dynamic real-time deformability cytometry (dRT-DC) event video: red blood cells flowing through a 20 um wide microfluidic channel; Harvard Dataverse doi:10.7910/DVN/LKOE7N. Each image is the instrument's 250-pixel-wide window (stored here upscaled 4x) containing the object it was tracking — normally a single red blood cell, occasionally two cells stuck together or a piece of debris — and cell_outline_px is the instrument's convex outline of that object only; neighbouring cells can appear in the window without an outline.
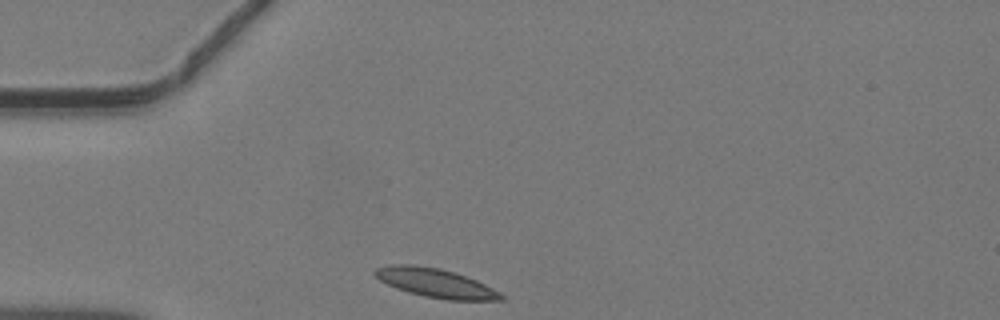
{"species": "common noctule bat (a hibernating species)", "species_latin": "Nyctalus noctula", "temperature_condition": "warm", "stored_images_in_passage": 6, "camera_frame_rate_fps": 3000, "um_per_image_px": 0.085, "animal": {"sex": "male", "body_mass_g": 19.2, "forearm_length_mm": 51.8}, "frame": {"image": 1, "passage_image": 1, "time_ms": 0.0, "image_size_px": [1000, 320], "cell_outline_px": [[504, 300], [448, 300], [424, 296], [408, 292], [396, 288], [380, 280], [372, 272], [376, 268], [388, 264], [412, 264], [440, 268], [476, 280], [500, 292], [504, 296]], "centroid_in_image_um": [37.0, 24.05], "position_along_channel_um": 48.0, "area_um2": 21.15}}
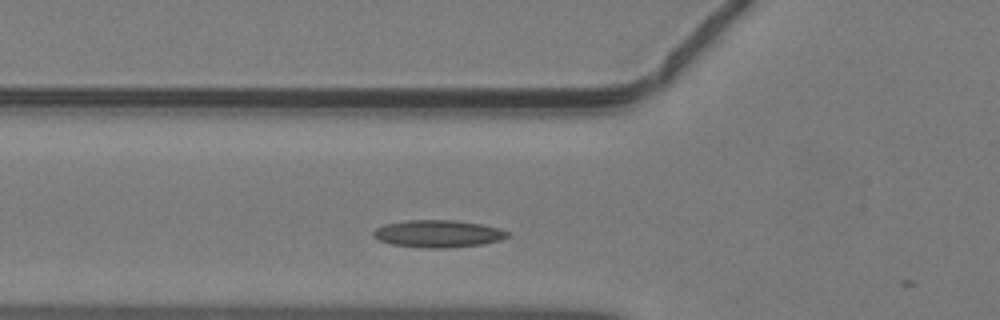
{"frame": {"image": 2, "passage_image": 5, "time_ms": 1.333, "image_size_px": [1000, 320], "cell_outline_px": [[508, 236], [500, 240], [484, 244], [448, 248], [424, 248], [392, 244], [380, 240], [372, 232], [376, 228], [384, 224], [408, 220], [456, 220], [480, 224], [500, 228], [508, 232]], "centroid_in_image_um": [37.26, 19.86], "position_along_channel_um": 88.5, "area_um2": 21.27}}